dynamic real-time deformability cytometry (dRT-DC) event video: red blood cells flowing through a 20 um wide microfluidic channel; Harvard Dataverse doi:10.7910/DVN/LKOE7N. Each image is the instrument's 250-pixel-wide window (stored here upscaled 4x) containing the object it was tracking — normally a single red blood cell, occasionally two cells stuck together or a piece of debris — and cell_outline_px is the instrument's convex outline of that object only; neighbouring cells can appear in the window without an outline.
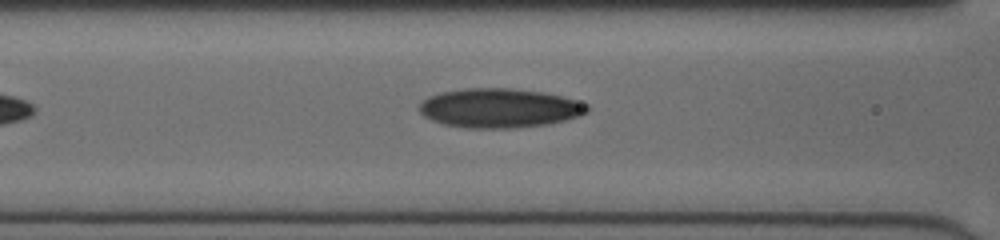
{"species": "human", "species_latin": "Homo sapiens", "temperature_condition": "cold", "stored_images_in_passage": 28, "camera_frame_rate_fps": 3000, "um_per_image_px": 0.085, "donor": {"sex": "female"}, "frame": {"image": 1, "passage_image": 6, "time_ms": 1.667, "image_size_px": [1000, 240], "cell_outline_px": [[588, 112], [580, 116], [548, 124], [508, 128], [468, 128], [444, 124], [432, 120], [424, 116], [420, 112], [420, 104], [428, 96], [440, 92], [464, 88], [512, 88], [544, 92], [560, 96], [588, 104]], "centroid_in_image_um": [42.45, 9.18], "position_along_channel_um": 124.2, "area_um2": 38.32}}
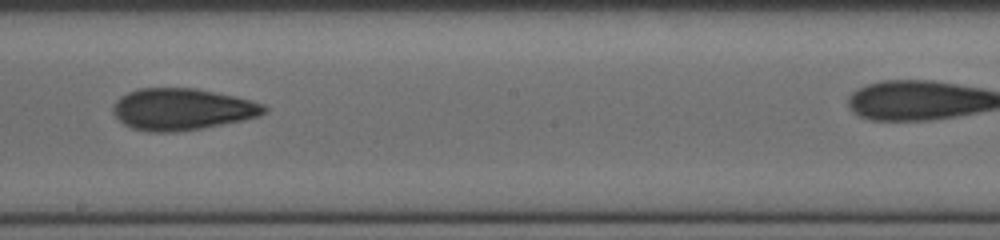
{"frame": {"image": 2, "passage_image": 14, "time_ms": 4.333, "image_size_px": [1000, 240], "cell_outline_px": [[268, 112], [260, 116], [244, 120], [200, 128], [176, 132], [152, 132], [132, 128], [124, 124], [112, 112], [112, 104], [120, 96], [136, 88], [196, 88], [236, 96], [252, 100], [264, 104], [268, 108]], "centroid_in_image_um": [15.49, 9.27], "position_along_channel_um": 232.7, "area_um2": 36.99}}
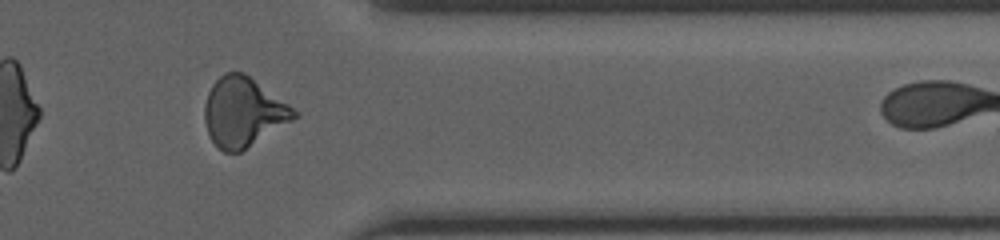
{"frame": {"image": 3, "passage_image": 26, "time_ms": 8.333, "image_size_px": [1000, 240], "cell_outline_px": [[300, 116], [240, 152], [224, 152], [212, 140], [208, 132], [204, 120], [204, 104], [208, 92], [212, 84], [224, 72], [244, 72], [300, 112]], "centroid_in_image_um": [20.69, 9.51], "position_along_channel_um": 390.7, "area_um2": 36.13}}